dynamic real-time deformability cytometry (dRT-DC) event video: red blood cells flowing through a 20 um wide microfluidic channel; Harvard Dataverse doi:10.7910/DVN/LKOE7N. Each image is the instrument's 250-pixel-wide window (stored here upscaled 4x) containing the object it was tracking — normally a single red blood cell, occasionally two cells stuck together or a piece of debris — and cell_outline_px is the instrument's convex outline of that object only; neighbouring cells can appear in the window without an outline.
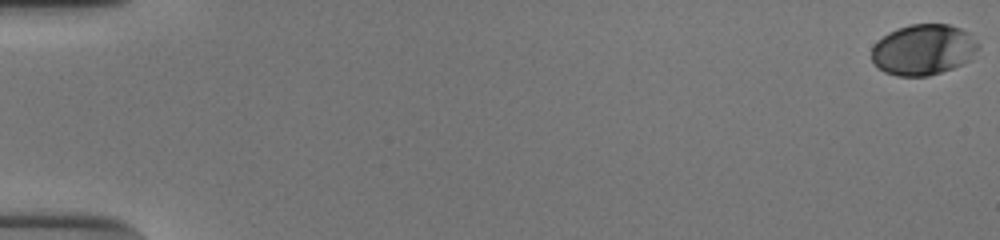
{"species": "human", "species_latin": "Homo sapiens", "temperature_condition": "cold", "stored_images_in_passage": 55, "camera_frame_rate_fps": 3000, "um_per_image_px": 0.085, "donor": {"sex": "male"}, "frame": {"image": 1, "passage_image": 1, "time_ms": 0.0, "image_size_px": [1000, 240], "cell_outline_px": [[980, 48], [968, 60], [952, 68], [928, 76], [896, 76], [884, 72], [876, 68], [872, 60], [872, 48], [876, 40], [888, 32], [896, 28], [908, 24], [948, 24], [960, 28], [968, 32], [980, 44]], "centroid_in_image_um": [78.45, 4.21], "position_along_channel_um": 6.6, "area_um2": 31.85}}
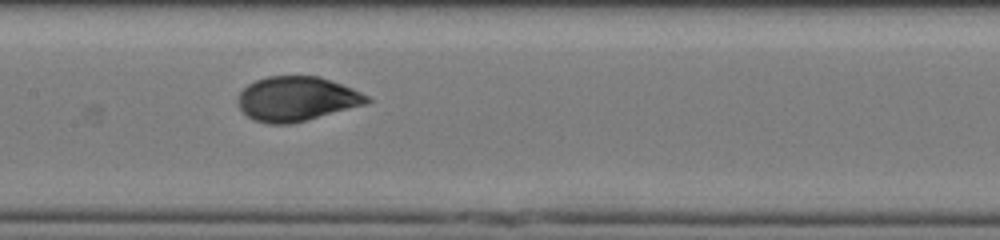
{"frame": {"image": 2, "passage_image": 29, "time_ms": 9.333, "image_size_px": [1000, 240], "cell_outline_px": [[372, 100], [364, 104], [292, 124], [268, 124], [256, 120], [248, 116], [240, 108], [236, 100], [240, 92], [248, 84], [256, 80], [268, 76], [320, 76], [352, 88], [368, 96]], "centroid_in_image_um": [25.19, 8.39], "position_along_channel_um": 182.2, "area_um2": 33.23}}
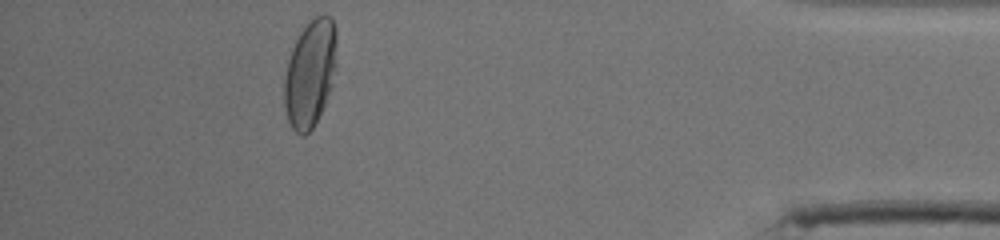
{"frame": {"image": 3, "passage_image": 50, "time_ms": 16.333, "image_size_px": [1000, 240], "cell_outline_px": [[336, 68], [332, 88], [312, 128], [304, 136], [300, 136], [292, 128], [288, 120], [284, 104], [284, 80], [288, 60], [292, 48], [300, 32], [316, 16], [332, 16], [336, 28]], "centroid_in_image_um": [26.37, 6.24], "position_along_channel_um": 408.8, "area_um2": 32.71}, "authors_computed_cell_mechanics": {"area_um2": 33.3506, "velocity_mm_per_s": 3.8812, "shape_relaxation_time_tau1_ms": 3.7983, "shape_relaxation_time_tau2_ms": null, "deformation_change_tau1": 0.1676, "deformation_change_tau2": null}}